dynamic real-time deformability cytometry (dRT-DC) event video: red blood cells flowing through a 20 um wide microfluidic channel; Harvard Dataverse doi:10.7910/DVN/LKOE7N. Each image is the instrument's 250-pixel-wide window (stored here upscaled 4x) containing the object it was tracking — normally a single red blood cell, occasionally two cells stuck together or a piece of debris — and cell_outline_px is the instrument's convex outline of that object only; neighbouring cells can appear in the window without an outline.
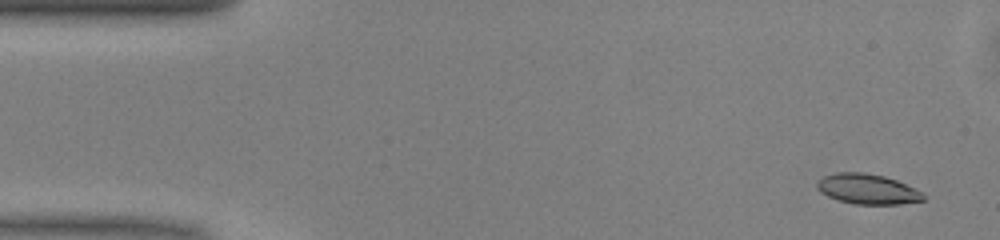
{"species": "common noctule bat (a hibernating species)", "species_latin": "Nyctalus noctula", "temperature_condition": "warm", "stored_images_in_passage": 50, "camera_frame_rate_fps": 3000, "um_per_image_px": 0.085, "animal": {"sex": "male", "body_mass_g": 13.0, "forearm_length_mm": 53.1}, "frame": {"image": 1, "passage_image": 3, "time_ms": 0.667, "image_size_px": [1000, 240], "cell_outline_px": [[924, 200], [900, 204], [856, 204], [840, 200], [828, 196], [820, 192], [816, 188], [816, 180], [824, 176], [836, 172], [864, 172], [884, 176], [896, 180], [916, 188], [924, 192]], "centroid_in_image_um": [73.73, 16.06], "position_along_channel_um": 11.3, "area_um2": 18.79}}
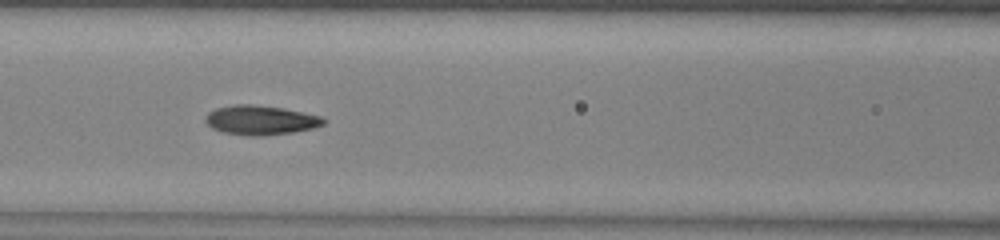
{"frame": {"image": 2, "passage_image": 21, "time_ms": 6.667, "image_size_px": [1000, 240], "cell_outline_px": [[324, 124], [312, 128], [292, 132], [264, 136], [252, 136], [224, 132], [212, 128], [204, 120], [204, 116], [208, 112], [216, 108], [232, 104], [252, 104], [284, 108], [320, 116], [324, 120]], "centroid_in_image_um": [22.1, 10.2], "position_along_channel_um": 144.5, "area_um2": 20.17}}
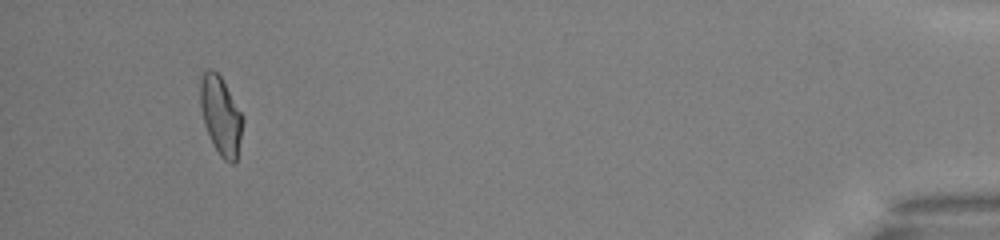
{"frame": {"image": 3, "passage_image": 47, "time_ms": 15.333, "image_size_px": [1000, 240], "cell_outline_px": [[244, 120], [236, 160], [232, 164], [224, 160], [220, 156], [212, 144], [204, 124], [200, 108], [200, 80], [204, 72], [208, 68], [212, 68], [220, 76], [244, 116]], "centroid_in_image_um": [18.76, 9.83], "position_along_channel_um": 416.4, "area_um2": 19.48}, "authors_computed_cell_mechanics": {"area_um2": 19.4208, "velocity_mm_per_s": 4.073, "shape_relaxation_time_tau1_ms": 6.7639, "shape_relaxation_time_tau2_ms": 2.5322, "deformation_change_tau1": 0.1932, "deformation_change_tau2": 0.0866}}